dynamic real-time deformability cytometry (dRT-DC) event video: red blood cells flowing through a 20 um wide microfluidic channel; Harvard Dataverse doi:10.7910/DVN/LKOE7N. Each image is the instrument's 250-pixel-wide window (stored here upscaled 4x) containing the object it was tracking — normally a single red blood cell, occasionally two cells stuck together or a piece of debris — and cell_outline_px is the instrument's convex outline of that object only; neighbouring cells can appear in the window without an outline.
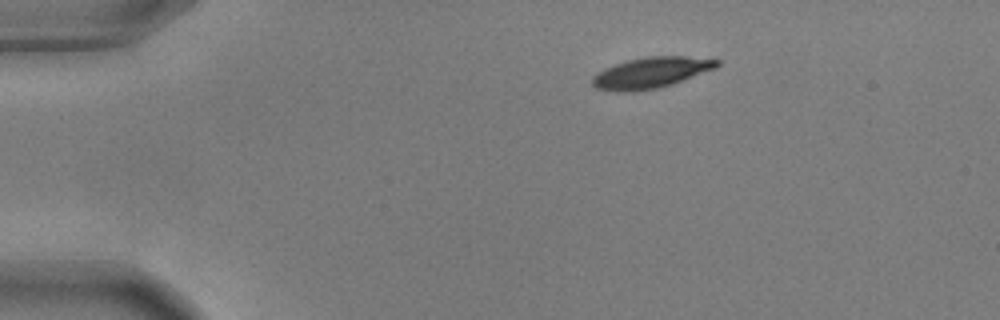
{"species": "common noctule bat (a hibernating species)", "species_latin": "Nyctalus noctula", "temperature_condition": "warm", "stored_images_in_passage": 47, "camera_frame_rate_fps": 3000, "um_per_image_px": 0.085, "animal": {"sex": "male", "body_mass_g": 17.9, "forearm_length_mm": 54.2}, "frame": {"image": 1, "passage_image": 1, "time_ms": 0.0, "image_size_px": [1000, 320], "cell_outline_px": [[720, 64], [716, 68], [672, 84], [656, 88], [624, 92], [596, 88], [592, 84], [592, 76], [604, 68], [628, 60], [644, 56], [684, 56], [720, 60]], "centroid_in_image_um": [55.34, 6.16], "position_along_channel_um": 29.7, "area_um2": 22.2}}
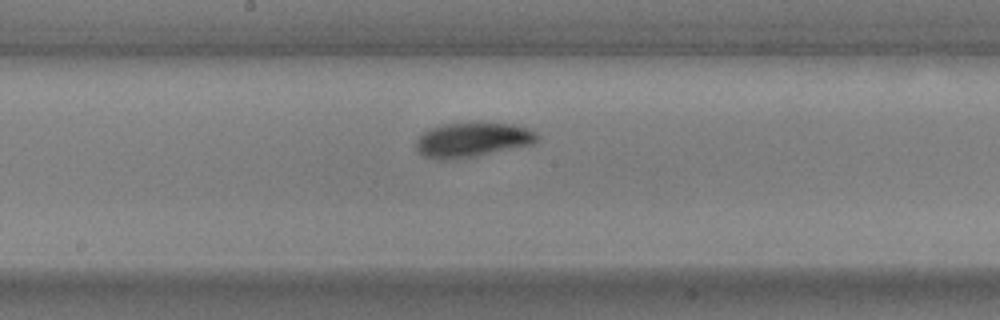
{"frame": {"image": 2, "passage_image": 21, "time_ms": 6.667, "image_size_px": [1000, 320], "cell_outline_px": [[540, 136], [532, 144], [476, 156], [444, 160], [440, 160], [424, 156], [416, 148], [416, 140], [424, 132], [432, 128], [444, 124], [512, 124], [524, 128]], "centroid_in_image_um": [40.11, 11.91], "position_along_channel_um": 208.1, "area_um2": 23.58}}
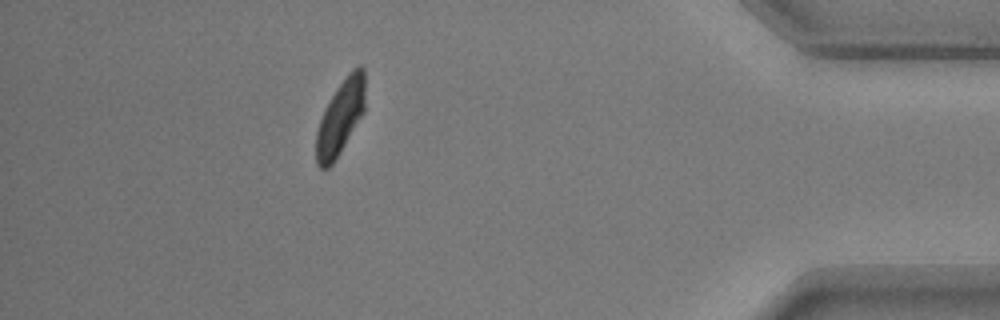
{"frame": {"image": 3, "passage_image": 41, "time_ms": 13.333, "image_size_px": [1000, 320], "cell_outline_px": [[364, 112], [340, 152], [332, 164], [328, 168], [320, 168], [316, 164], [316, 132], [324, 108], [328, 100], [336, 88], [348, 72], [352, 68], [360, 64], [364, 68]], "centroid_in_image_um": [28.92, 9.94], "position_along_channel_um": 406.3, "area_um2": 21.27}, "authors_computed_cell_mechanics": {"area_um2": 22.9466, "velocity_mm_per_s": 3.6247, "shape_relaxation_time_tau1_ms": 4.0785, "shape_relaxation_time_tau2_ms": null, "deformation_change_tau1": 0.1549, "deformation_change_tau2": null}}